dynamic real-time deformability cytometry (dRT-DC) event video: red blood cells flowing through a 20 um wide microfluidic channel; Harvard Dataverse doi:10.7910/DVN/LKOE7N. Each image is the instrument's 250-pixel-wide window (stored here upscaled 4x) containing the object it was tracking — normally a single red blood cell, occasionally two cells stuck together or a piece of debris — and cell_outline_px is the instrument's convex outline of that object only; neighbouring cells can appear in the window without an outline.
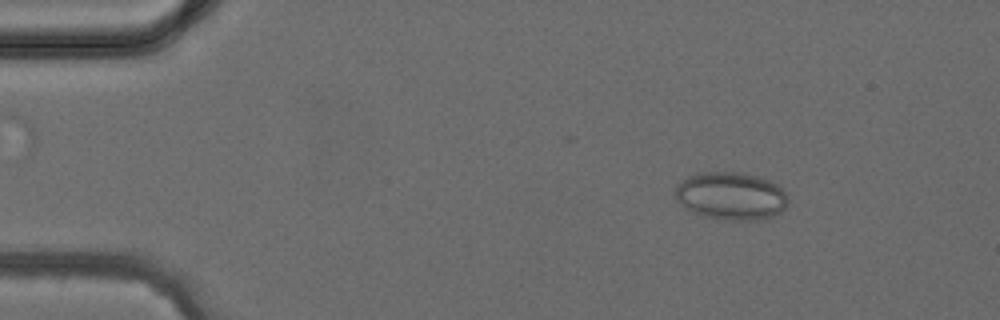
{"species": "common noctule bat (a hibernating species)", "species_latin": "Nyctalus noctula", "temperature_condition": "cold", "stored_images_in_passage": 3, "camera_frame_rate_fps": 3000, "um_per_image_px": 0.085, "animal": {"sex": "female", "body_mass_g": 24.6, "forearm_length_mm": 56.2}, "frame": {"image": 1, "passage_image": 1, "time_ms": 0.0, "image_size_px": [1000, 320], "cell_outline_px": [[788, 204], [780, 212], [764, 220], [724, 220], [704, 216], [692, 212], [684, 208], [676, 200], [676, 188], [688, 176], [700, 172], [744, 172], [768, 180], [776, 184], [784, 192], [788, 200]], "centroid_in_image_um": [62.13, 16.67], "position_along_channel_um": 22.9, "area_um2": 31.44}}
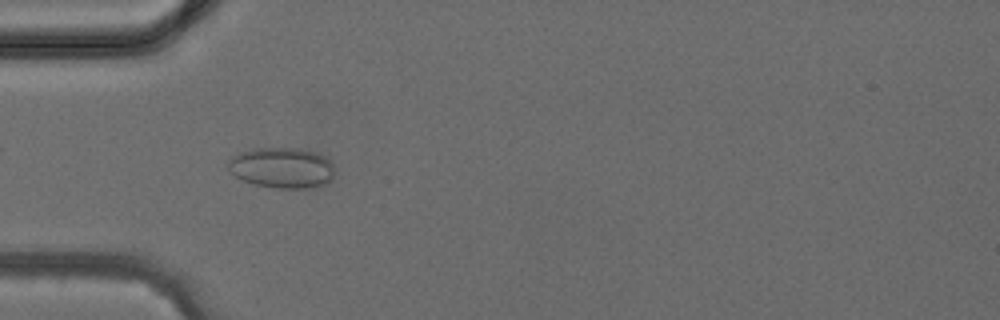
{"frame": {"image": 2, "passage_image": 3, "time_ms": 2.333, "image_size_px": [1000, 320], "cell_outline_px": [[336, 172], [332, 180], [324, 184], [308, 188], [280, 188], [256, 184], [244, 180], [236, 176], [228, 168], [228, 160], [232, 156], [240, 152], [252, 148], [304, 148], [316, 152], [324, 156], [332, 164]], "centroid_in_image_um": [24.0, 14.24], "position_along_channel_um": 61.0, "area_um2": 25.32}}